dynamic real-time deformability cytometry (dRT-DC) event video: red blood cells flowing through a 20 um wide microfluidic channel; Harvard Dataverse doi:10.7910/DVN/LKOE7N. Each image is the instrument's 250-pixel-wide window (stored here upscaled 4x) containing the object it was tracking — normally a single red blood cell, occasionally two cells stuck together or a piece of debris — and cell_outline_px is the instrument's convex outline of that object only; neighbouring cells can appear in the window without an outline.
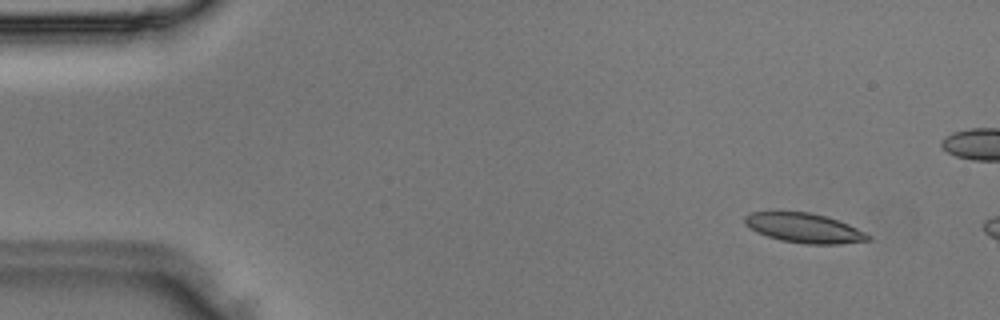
{"species": "Egyptian fruit bat (a non-hibernating species)", "species_latin": "Rousettus aegyptiacus", "temperature_condition": "room temperature", "stored_images_in_passage": 2, "camera_frame_rate_fps": 3000, "um_per_image_px": 0.085, "animal": {"sex": "male"}, "frame": {"image": 1, "passage_image": 1, "time_ms": 0.0, "image_size_px": [1000, 320], "cell_outline_px": [[872, 240], [840, 244], [808, 244], [780, 240], [756, 232], [744, 224], [744, 216], [752, 212], [808, 212], [828, 216], [840, 220], [872, 236]], "centroid_in_image_um": [68.38, 19.38], "position_along_channel_um": 16.6, "area_um2": 21.33}}